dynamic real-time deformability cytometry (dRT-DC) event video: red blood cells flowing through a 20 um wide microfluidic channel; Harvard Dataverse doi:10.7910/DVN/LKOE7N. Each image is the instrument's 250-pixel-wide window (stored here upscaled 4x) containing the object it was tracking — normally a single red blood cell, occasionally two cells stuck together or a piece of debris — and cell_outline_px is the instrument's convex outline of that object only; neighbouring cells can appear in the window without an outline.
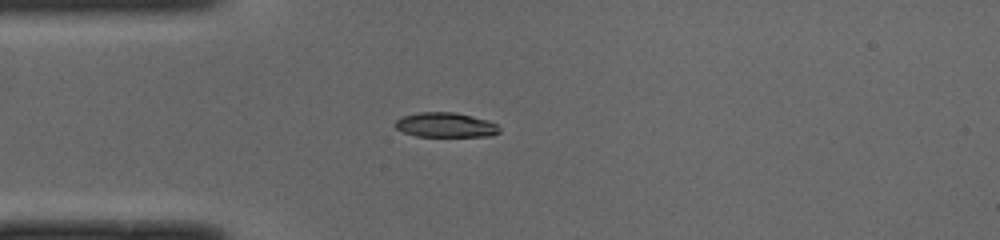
{"species": "common noctule bat (a hibernating species)", "species_latin": "Nyctalus noctula", "temperature_condition": "cold", "stored_images_in_passage": 50, "camera_frame_rate_fps": 3000, "um_per_image_px": 0.085, "animal": {"sex": "male", "body_mass_g": 19.0, "forearm_length_mm": 50.8}, "frame": {"image": 1, "passage_image": 13, "time_ms": 4.0, "image_size_px": [1000, 240], "cell_outline_px": [[500, 132], [492, 136], [416, 136], [404, 132], [396, 128], [392, 124], [400, 116], [420, 112], [456, 112], [488, 120], [496, 124], [500, 128]], "centroid_in_image_um": [37.85, 10.61], "position_along_channel_um": 47.1, "area_um2": 15.14}}
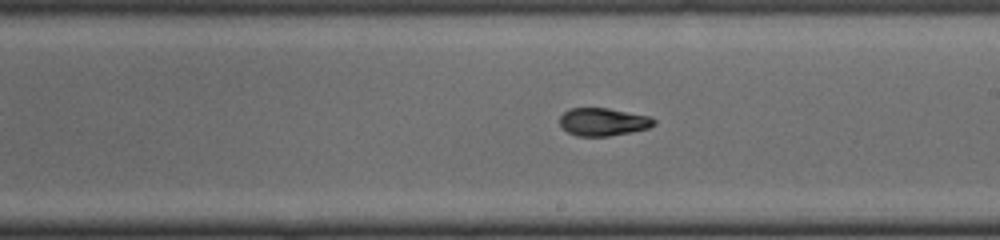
{"frame": {"image": 2, "passage_image": 28, "time_ms": 9.0, "image_size_px": [1000, 240], "cell_outline_px": [[656, 124], [648, 128], [632, 132], [608, 136], [576, 136], [568, 132], [560, 124], [560, 116], [568, 108], [608, 108], [648, 116], [656, 120]], "centroid_in_image_um": [51.26, 10.36], "position_along_channel_um": 237.7, "area_um2": 15.26}}
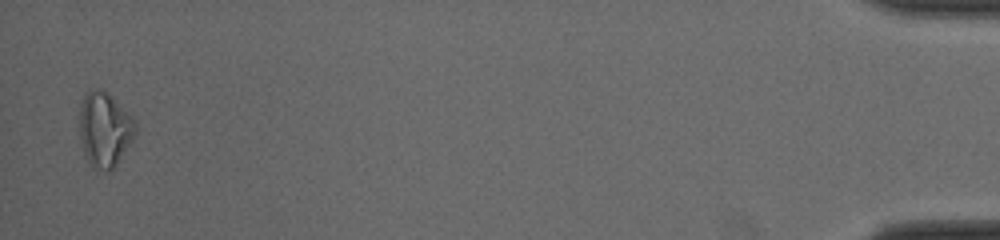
{"frame": {"image": 3, "passage_image": 49, "time_ms": 16.0, "image_size_px": [1000, 240], "cell_outline_px": [[136, 132], [132, 140], [116, 164], [108, 172], [92, 168], [84, 152], [80, 140], [80, 100], [88, 92], [96, 88], [100, 88], [136, 120]], "centroid_in_image_um": [8.88, 11.02], "position_along_channel_um": 426.3, "area_um2": 23.99}, "authors_computed_cell_mechanics": {"area_um2": 15.5482, "velocity_mm_per_s": 4.0236, "shape_relaxation_time_tau1_ms": null, "shape_relaxation_time_tau2_ms": 2.7629, "deformation_change_tau1": null, "deformation_change_tau2": 0.0677}}